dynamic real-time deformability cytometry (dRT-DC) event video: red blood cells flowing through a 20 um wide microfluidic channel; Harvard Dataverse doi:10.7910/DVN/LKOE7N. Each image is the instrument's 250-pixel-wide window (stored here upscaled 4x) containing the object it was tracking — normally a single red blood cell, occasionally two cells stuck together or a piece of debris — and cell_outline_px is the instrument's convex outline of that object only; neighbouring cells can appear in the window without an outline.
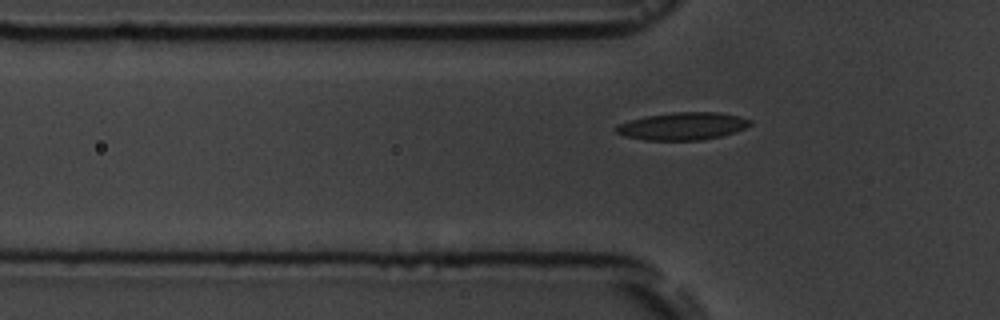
{"species": "common noctule bat (a hibernating species)", "species_latin": "Nyctalus noctula", "temperature_condition": "room temperature", "stored_images_in_passage": 5, "camera_frame_rate_fps": 3000, "um_per_image_px": 0.085, "animal": {"sex": "male", "body_mass_g": 19.5, "forearm_length_mm": 54.6}, "frame": {"image": 1, "passage_image": 5, "time_ms": 5.333, "image_size_px": [1000, 320], "cell_outline_px": [[752, 124], [744, 128], [720, 136], [700, 140], [644, 140], [624, 136], [616, 132], [616, 124], [648, 116], [672, 112], [720, 112], [752, 120]], "centroid_in_image_um": [58.0, 10.72], "position_along_channel_um": 67.8, "area_um2": 21.27}}